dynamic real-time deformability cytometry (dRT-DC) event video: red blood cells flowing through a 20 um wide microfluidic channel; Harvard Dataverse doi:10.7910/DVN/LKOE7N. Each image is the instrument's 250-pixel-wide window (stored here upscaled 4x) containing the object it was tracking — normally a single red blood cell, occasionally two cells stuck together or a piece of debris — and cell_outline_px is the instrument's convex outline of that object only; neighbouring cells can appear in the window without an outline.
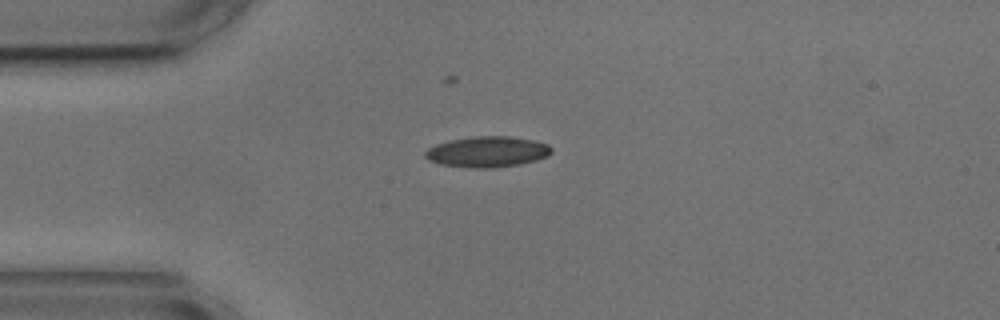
{"species": "common noctule bat (a hibernating species)", "species_latin": "Nyctalus noctula", "temperature_condition": "cold", "stored_images_in_passage": 5, "camera_frame_rate_fps": 3000, "um_per_image_px": 0.085, "animal": {"sex": "male", "body_mass_g": 17.9, "forearm_length_mm": 54.2}, "frame": {"image": 1, "passage_image": 1, "time_ms": 0.0, "image_size_px": [1000, 320], "cell_outline_px": [[552, 152], [548, 156], [536, 160], [520, 164], [492, 168], [472, 168], [440, 164], [428, 160], [424, 156], [424, 152], [428, 148], [436, 144], [452, 140], [476, 136], [508, 136], [536, 140], [548, 144], [552, 148]], "centroid_in_image_um": [41.44, 12.9], "position_along_channel_um": 43.6, "area_um2": 22.72}}
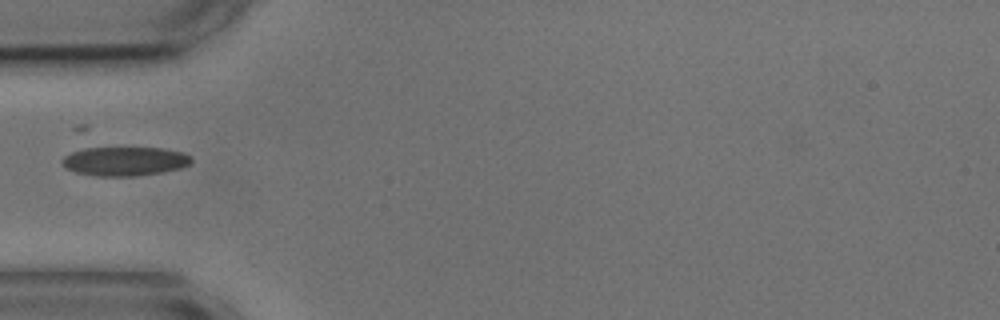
{"frame": {"image": 2, "passage_image": 2, "time_ms": 1.333, "image_size_px": [1000, 320], "cell_outline_px": [[192, 160], [188, 164], [180, 168], [160, 172], [136, 176], [96, 176], [76, 172], [64, 168], [60, 160], [64, 156], [72, 152], [84, 148], [164, 148], [184, 152]], "centroid_in_image_um": [10.55, 13.7], "position_along_channel_um": 74.4, "area_um2": 21.79}}